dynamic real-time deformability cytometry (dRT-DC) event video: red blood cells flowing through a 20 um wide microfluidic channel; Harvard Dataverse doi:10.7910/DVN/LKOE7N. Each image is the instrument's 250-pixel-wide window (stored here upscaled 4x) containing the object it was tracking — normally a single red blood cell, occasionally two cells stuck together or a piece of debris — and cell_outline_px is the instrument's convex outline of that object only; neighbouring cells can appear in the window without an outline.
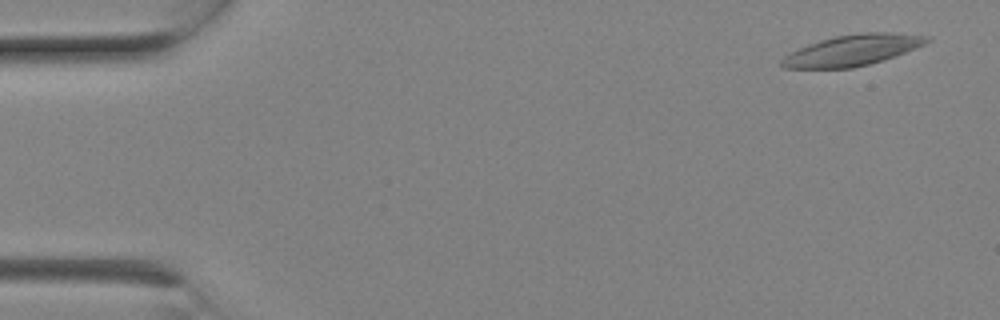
{"species": "Egyptian fruit bat (a non-hibernating species)", "species_latin": "Rousettus aegyptiacus", "temperature_condition": "room temperature", "stored_images_in_passage": 6, "camera_frame_rate_fps": 3000, "um_per_image_px": 0.085, "animal": {"sex": "female"}, "frame": {"image": 1, "passage_image": 1, "time_ms": 0.0, "image_size_px": [1000, 320], "cell_outline_px": [[932, 40], [916, 48], [868, 64], [852, 68], [784, 68], [780, 64], [780, 60], [784, 56], [808, 44], [820, 40], [836, 36], [864, 32], [888, 32], [932, 36]], "centroid_in_image_um": [72.46, 4.26], "position_along_channel_um": 12.5, "area_um2": 25.84}}
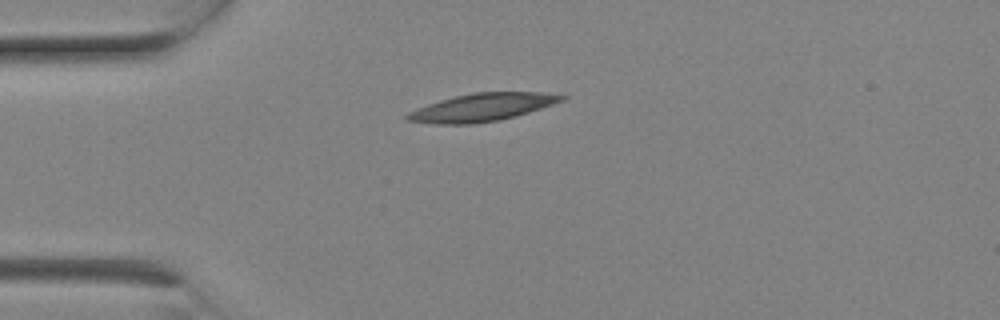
{"frame": {"image": 2, "passage_image": 5, "time_ms": 1.333, "image_size_px": [1000, 320], "cell_outline_px": [[568, 96], [564, 100], [516, 116], [500, 120], [472, 124], [436, 124], [404, 120], [404, 116], [408, 112], [416, 108], [440, 100], [456, 96], [476, 92], [544, 92]], "centroid_in_image_um": [40.95, 9.13], "position_along_channel_um": 44.1, "area_um2": 24.97}}